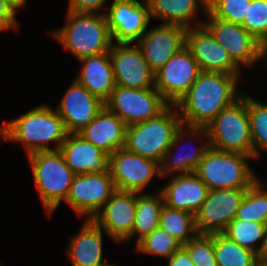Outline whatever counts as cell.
<instances>
[{
  "instance_id": "obj_14",
  "label": "cell",
  "mask_w": 267,
  "mask_h": 266,
  "mask_svg": "<svg viewBox=\"0 0 267 266\" xmlns=\"http://www.w3.org/2000/svg\"><path fill=\"white\" fill-rule=\"evenodd\" d=\"M104 12L114 43H136L150 26L146 0H111Z\"/></svg>"
},
{
  "instance_id": "obj_34",
  "label": "cell",
  "mask_w": 267,
  "mask_h": 266,
  "mask_svg": "<svg viewBox=\"0 0 267 266\" xmlns=\"http://www.w3.org/2000/svg\"><path fill=\"white\" fill-rule=\"evenodd\" d=\"M241 25L265 47L267 45V0H252Z\"/></svg>"
},
{
  "instance_id": "obj_36",
  "label": "cell",
  "mask_w": 267,
  "mask_h": 266,
  "mask_svg": "<svg viewBox=\"0 0 267 266\" xmlns=\"http://www.w3.org/2000/svg\"><path fill=\"white\" fill-rule=\"evenodd\" d=\"M252 0H208V12L215 18L242 24Z\"/></svg>"
},
{
  "instance_id": "obj_35",
  "label": "cell",
  "mask_w": 267,
  "mask_h": 266,
  "mask_svg": "<svg viewBox=\"0 0 267 266\" xmlns=\"http://www.w3.org/2000/svg\"><path fill=\"white\" fill-rule=\"evenodd\" d=\"M183 247L187 250L194 266H217L214 254V234H197Z\"/></svg>"
},
{
  "instance_id": "obj_40",
  "label": "cell",
  "mask_w": 267,
  "mask_h": 266,
  "mask_svg": "<svg viewBox=\"0 0 267 266\" xmlns=\"http://www.w3.org/2000/svg\"><path fill=\"white\" fill-rule=\"evenodd\" d=\"M4 2L9 5L17 14L18 10L24 8L25 5H27L28 0H4Z\"/></svg>"
},
{
  "instance_id": "obj_19",
  "label": "cell",
  "mask_w": 267,
  "mask_h": 266,
  "mask_svg": "<svg viewBox=\"0 0 267 266\" xmlns=\"http://www.w3.org/2000/svg\"><path fill=\"white\" fill-rule=\"evenodd\" d=\"M105 102L72 80L54 108L64 122L68 134L79 133L104 108Z\"/></svg>"
},
{
  "instance_id": "obj_31",
  "label": "cell",
  "mask_w": 267,
  "mask_h": 266,
  "mask_svg": "<svg viewBox=\"0 0 267 266\" xmlns=\"http://www.w3.org/2000/svg\"><path fill=\"white\" fill-rule=\"evenodd\" d=\"M159 227L178 240L182 246L198 234L194 214L166 205L161 212Z\"/></svg>"
},
{
  "instance_id": "obj_43",
  "label": "cell",
  "mask_w": 267,
  "mask_h": 266,
  "mask_svg": "<svg viewBox=\"0 0 267 266\" xmlns=\"http://www.w3.org/2000/svg\"><path fill=\"white\" fill-rule=\"evenodd\" d=\"M97 266H118L116 264L112 265V264H108L107 261L101 263V264H98Z\"/></svg>"
},
{
  "instance_id": "obj_22",
  "label": "cell",
  "mask_w": 267,
  "mask_h": 266,
  "mask_svg": "<svg viewBox=\"0 0 267 266\" xmlns=\"http://www.w3.org/2000/svg\"><path fill=\"white\" fill-rule=\"evenodd\" d=\"M170 177L166 186L161 187L160 190L164 205L195 215L205 202L210 189L195 173Z\"/></svg>"
},
{
  "instance_id": "obj_21",
  "label": "cell",
  "mask_w": 267,
  "mask_h": 266,
  "mask_svg": "<svg viewBox=\"0 0 267 266\" xmlns=\"http://www.w3.org/2000/svg\"><path fill=\"white\" fill-rule=\"evenodd\" d=\"M59 151L75 175L100 174L109 170V155L86 141L79 133L67 134Z\"/></svg>"
},
{
  "instance_id": "obj_16",
  "label": "cell",
  "mask_w": 267,
  "mask_h": 266,
  "mask_svg": "<svg viewBox=\"0 0 267 266\" xmlns=\"http://www.w3.org/2000/svg\"><path fill=\"white\" fill-rule=\"evenodd\" d=\"M136 212V192L116 190L92 220L117 245L132 240Z\"/></svg>"
},
{
  "instance_id": "obj_13",
  "label": "cell",
  "mask_w": 267,
  "mask_h": 266,
  "mask_svg": "<svg viewBox=\"0 0 267 266\" xmlns=\"http://www.w3.org/2000/svg\"><path fill=\"white\" fill-rule=\"evenodd\" d=\"M116 191L110 170L100 174L75 175L64 202L80 217L92 219Z\"/></svg>"
},
{
  "instance_id": "obj_10",
  "label": "cell",
  "mask_w": 267,
  "mask_h": 266,
  "mask_svg": "<svg viewBox=\"0 0 267 266\" xmlns=\"http://www.w3.org/2000/svg\"><path fill=\"white\" fill-rule=\"evenodd\" d=\"M186 136L188 137V139ZM189 138L192 140H190ZM184 139L185 141L188 140H190L189 142L192 141L191 143H189L191 145H193L194 142L195 143L194 147L190 146L191 149H189L190 148L189 144L188 142H186L188 148H186V151L181 150L180 147H182L181 146L182 143L184 145L185 142ZM196 140L197 141L201 140L199 142L201 145L198 144L197 148H195L197 143L195 142ZM209 148H210L209 138L207 129L205 127L188 126L181 124V126L177 129L174 135L171 146L166 151L163 161L160 164L161 179L166 177L168 178V176L194 173L198 167V164L203 159L205 152ZM179 149L180 151H178Z\"/></svg>"
},
{
  "instance_id": "obj_3",
  "label": "cell",
  "mask_w": 267,
  "mask_h": 266,
  "mask_svg": "<svg viewBox=\"0 0 267 266\" xmlns=\"http://www.w3.org/2000/svg\"><path fill=\"white\" fill-rule=\"evenodd\" d=\"M66 24L49 34L76 59L109 52L113 43L105 14L67 11Z\"/></svg>"
},
{
  "instance_id": "obj_4",
  "label": "cell",
  "mask_w": 267,
  "mask_h": 266,
  "mask_svg": "<svg viewBox=\"0 0 267 266\" xmlns=\"http://www.w3.org/2000/svg\"><path fill=\"white\" fill-rule=\"evenodd\" d=\"M181 124L177 107L169 105L157 117L128 125L124 148L161 164Z\"/></svg>"
},
{
  "instance_id": "obj_38",
  "label": "cell",
  "mask_w": 267,
  "mask_h": 266,
  "mask_svg": "<svg viewBox=\"0 0 267 266\" xmlns=\"http://www.w3.org/2000/svg\"><path fill=\"white\" fill-rule=\"evenodd\" d=\"M18 23L13 9L4 0H0V32L18 31Z\"/></svg>"
},
{
  "instance_id": "obj_2",
  "label": "cell",
  "mask_w": 267,
  "mask_h": 266,
  "mask_svg": "<svg viewBox=\"0 0 267 266\" xmlns=\"http://www.w3.org/2000/svg\"><path fill=\"white\" fill-rule=\"evenodd\" d=\"M67 134L61 117L47 104H40L0 125L2 139L23 144L27 155L59 150Z\"/></svg>"
},
{
  "instance_id": "obj_37",
  "label": "cell",
  "mask_w": 267,
  "mask_h": 266,
  "mask_svg": "<svg viewBox=\"0 0 267 266\" xmlns=\"http://www.w3.org/2000/svg\"><path fill=\"white\" fill-rule=\"evenodd\" d=\"M107 0H68L67 11L77 13L105 14Z\"/></svg>"
},
{
  "instance_id": "obj_18",
  "label": "cell",
  "mask_w": 267,
  "mask_h": 266,
  "mask_svg": "<svg viewBox=\"0 0 267 266\" xmlns=\"http://www.w3.org/2000/svg\"><path fill=\"white\" fill-rule=\"evenodd\" d=\"M185 46L198 62L201 71L242 74V69L232 61L228 51L214 39L204 25L186 30Z\"/></svg>"
},
{
  "instance_id": "obj_8",
  "label": "cell",
  "mask_w": 267,
  "mask_h": 266,
  "mask_svg": "<svg viewBox=\"0 0 267 266\" xmlns=\"http://www.w3.org/2000/svg\"><path fill=\"white\" fill-rule=\"evenodd\" d=\"M203 25L227 51L232 61L241 69L254 68L259 60L264 61V46L246 29L232 22L213 17L207 12Z\"/></svg>"
},
{
  "instance_id": "obj_28",
  "label": "cell",
  "mask_w": 267,
  "mask_h": 266,
  "mask_svg": "<svg viewBox=\"0 0 267 266\" xmlns=\"http://www.w3.org/2000/svg\"><path fill=\"white\" fill-rule=\"evenodd\" d=\"M223 234L231 241L255 252L263 259L266 224L234 219L228 224Z\"/></svg>"
},
{
  "instance_id": "obj_7",
  "label": "cell",
  "mask_w": 267,
  "mask_h": 266,
  "mask_svg": "<svg viewBox=\"0 0 267 266\" xmlns=\"http://www.w3.org/2000/svg\"><path fill=\"white\" fill-rule=\"evenodd\" d=\"M251 156L209 148L195 174L210 190L248 189L259 177L250 167Z\"/></svg>"
},
{
  "instance_id": "obj_15",
  "label": "cell",
  "mask_w": 267,
  "mask_h": 266,
  "mask_svg": "<svg viewBox=\"0 0 267 266\" xmlns=\"http://www.w3.org/2000/svg\"><path fill=\"white\" fill-rule=\"evenodd\" d=\"M247 189H214L195 213L199 234L223 233L236 217L237 210Z\"/></svg>"
},
{
  "instance_id": "obj_5",
  "label": "cell",
  "mask_w": 267,
  "mask_h": 266,
  "mask_svg": "<svg viewBox=\"0 0 267 266\" xmlns=\"http://www.w3.org/2000/svg\"><path fill=\"white\" fill-rule=\"evenodd\" d=\"M27 159L43 209L52 216L66 200L75 174L59 150L35 152Z\"/></svg>"
},
{
  "instance_id": "obj_29",
  "label": "cell",
  "mask_w": 267,
  "mask_h": 266,
  "mask_svg": "<svg viewBox=\"0 0 267 266\" xmlns=\"http://www.w3.org/2000/svg\"><path fill=\"white\" fill-rule=\"evenodd\" d=\"M217 266H256L261 259L255 252L231 241L223 233L214 234Z\"/></svg>"
},
{
  "instance_id": "obj_9",
  "label": "cell",
  "mask_w": 267,
  "mask_h": 266,
  "mask_svg": "<svg viewBox=\"0 0 267 266\" xmlns=\"http://www.w3.org/2000/svg\"><path fill=\"white\" fill-rule=\"evenodd\" d=\"M105 106L128 126L157 117L169 104L155 87L132 89L116 85Z\"/></svg>"
},
{
  "instance_id": "obj_26",
  "label": "cell",
  "mask_w": 267,
  "mask_h": 266,
  "mask_svg": "<svg viewBox=\"0 0 267 266\" xmlns=\"http://www.w3.org/2000/svg\"><path fill=\"white\" fill-rule=\"evenodd\" d=\"M146 1L149 6L151 20L159 19L161 23L179 25L186 29L203 25V21H196L194 19L198 18L201 10L204 12V17L208 12V0Z\"/></svg>"
},
{
  "instance_id": "obj_44",
  "label": "cell",
  "mask_w": 267,
  "mask_h": 266,
  "mask_svg": "<svg viewBox=\"0 0 267 266\" xmlns=\"http://www.w3.org/2000/svg\"><path fill=\"white\" fill-rule=\"evenodd\" d=\"M264 61L267 62V46L264 47Z\"/></svg>"
},
{
  "instance_id": "obj_23",
  "label": "cell",
  "mask_w": 267,
  "mask_h": 266,
  "mask_svg": "<svg viewBox=\"0 0 267 266\" xmlns=\"http://www.w3.org/2000/svg\"><path fill=\"white\" fill-rule=\"evenodd\" d=\"M127 125L106 106L79 134L107 155L124 148Z\"/></svg>"
},
{
  "instance_id": "obj_20",
  "label": "cell",
  "mask_w": 267,
  "mask_h": 266,
  "mask_svg": "<svg viewBox=\"0 0 267 266\" xmlns=\"http://www.w3.org/2000/svg\"><path fill=\"white\" fill-rule=\"evenodd\" d=\"M186 30L179 25L161 23L153 29H147L136 42L154 73L185 46Z\"/></svg>"
},
{
  "instance_id": "obj_12",
  "label": "cell",
  "mask_w": 267,
  "mask_h": 266,
  "mask_svg": "<svg viewBox=\"0 0 267 266\" xmlns=\"http://www.w3.org/2000/svg\"><path fill=\"white\" fill-rule=\"evenodd\" d=\"M109 170L116 190L121 191L143 193L154 177L161 178L160 163L125 148L109 156Z\"/></svg>"
},
{
  "instance_id": "obj_24",
  "label": "cell",
  "mask_w": 267,
  "mask_h": 266,
  "mask_svg": "<svg viewBox=\"0 0 267 266\" xmlns=\"http://www.w3.org/2000/svg\"><path fill=\"white\" fill-rule=\"evenodd\" d=\"M78 61L82 67L74 80L106 102L116 86L109 52L86 56Z\"/></svg>"
},
{
  "instance_id": "obj_11",
  "label": "cell",
  "mask_w": 267,
  "mask_h": 266,
  "mask_svg": "<svg viewBox=\"0 0 267 266\" xmlns=\"http://www.w3.org/2000/svg\"><path fill=\"white\" fill-rule=\"evenodd\" d=\"M200 72L198 62L184 46L154 73V87L169 105H176Z\"/></svg>"
},
{
  "instance_id": "obj_27",
  "label": "cell",
  "mask_w": 267,
  "mask_h": 266,
  "mask_svg": "<svg viewBox=\"0 0 267 266\" xmlns=\"http://www.w3.org/2000/svg\"><path fill=\"white\" fill-rule=\"evenodd\" d=\"M164 206V198L159 190L155 195L136 192V212L132 227V240L135 245L159 227V220Z\"/></svg>"
},
{
  "instance_id": "obj_25",
  "label": "cell",
  "mask_w": 267,
  "mask_h": 266,
  "mask_svg": "<svg viewBox=\"0 0 267 266\" xmlns=\"http://www.w3.org/2000/svg\"><path fill=\"white\" fill-rule=\"evenodd\" d=\"M103 232L92 219H84L79 232L69 239L66 253L73 266H97L103 257Z\"/></svg>"
},
{
  "instance_id": "obj_42",
  "label": "cell",
  "mask_w": 267,
  "mask_h": 266,
  "mask_svg": "<svg viewBox=\"0 0 267 266\" xmlns=\"http://www.w3.org/2000/svg\"><path fill=\"white\" fill-rule=\"evenodd\" d=\"M256 266H267V260L260 259Z\"/></svg>"
},
{
  "instance_id": "obj_41",
  "label": "cell",
  "mask_w": 267,
  "mask_h": 266,
  "mask_svg": "<svg viewBox=\"0 0 267 266\" xmlns=\"http://www.w3.org/2000/svg\"><path fill=\"white\" fill-rule=\"evenodd\" d=\"M263 259L267 260V224H266L265 243L263 248Z\"/></svg>"
},
{
  "instance_id": "obj_1",
  "label": "cell",
  "mask_w": 267,
  "mask_h": 266,
  "mask_svg": "<svg viewBox=\"0 0 267 266\" xmlns=\"http://www.w3.org/2000/svg\"><path fill=\"white\" fill-rule=\"evenodd\" d=\"M242 75L201 71L197 80L175 105L181 122L206 127L224 108L241 95L238 81Z\"/></svg>"
},
{
  "instance_id": "obj_33",
  "label": "cell",
  "mask_w": 267,
  "mask_h": 266,
  "mask_svg": "<svg viewBox=\"0 0 267 266\" xmlns=\"http://www.w3.org/2000/svg\"><path fill=\"white\" fill-rule=\"evenodd\" d=\"M181 247L178 240L160 227L141 239L135 246L139 253L157 255L164 259L170 258Z\"/></svg>"
},
{
  "instance_id": "obj_17",
  "label": "cell",
  "mask_w": 267,
  "mask_h": 266,
  "mask_svg": "<svg viewBox=\"0 0 267 266\" xmlns=\"http://www.w3.org/2000/svg\"><path fill=\"white\" fill-rule=\"evenodd\" d=\"M109 54L117 86L132 89L154 87V72L136 43L113 42Z\"/></svg>"
},
{
  "instance_id": "obj_32",
  "label": "cell",
  "mask_w": 267,
  "mask_h": 266,
  "mask_svg": "<svg viewBox=\"0 0 267 266\" xmlns=\"http://www.w3.org/2000/svg\"><path fill=\"white\" fill-rule=\"evenodd\" d=\"M250 133L254 148V160L267 153V103H262L247 94Z\"/></svg>"
},
{
  "instance_id": "obj_30",
  "label": "cell",
  "mask_w": 267,
  "mask_h": 266,
  "mask_svg": "<svg viewBox=\"0 0 267 266\" xmlns=\"http://www.w3.org/2000/svg\"><path fill=\"white\" fill-rule=\"evenodd\" d=\"M258 178L246 191L235 219L267 224V185Z\"/></svg>"
},
{
  "instance_id": "obj_39",
  "label": "cell",
  "mask_w": 267,
  "mask_h": 266,
  "mask_svg": "<svg viewBox=\"0 0 267 266\" xmlns=\"http://www.w3.org/2000/svg\"><path fill=\"white\" fill-rule=\"evenodd\" d=\"M167 260V266H194L189 253L183 246Z\"/></svg>"
},
{
  "instance_id": "obj_6",
  "label": "cell",
  "mask_w": 267,
  "mask_h": 266,
  "mask_svg": "<svg viewBox=\"0 0 267 266\" xmlns=\"http://www.w3.org/2000/svg\"><path fill=\"white\" fill-rule=\"evenodd\" d=\"M210 147L219 151L241 153L254 160V148L250 133L247 94L220 111L205 127Z\"/></svg>"
}]
</instances>
